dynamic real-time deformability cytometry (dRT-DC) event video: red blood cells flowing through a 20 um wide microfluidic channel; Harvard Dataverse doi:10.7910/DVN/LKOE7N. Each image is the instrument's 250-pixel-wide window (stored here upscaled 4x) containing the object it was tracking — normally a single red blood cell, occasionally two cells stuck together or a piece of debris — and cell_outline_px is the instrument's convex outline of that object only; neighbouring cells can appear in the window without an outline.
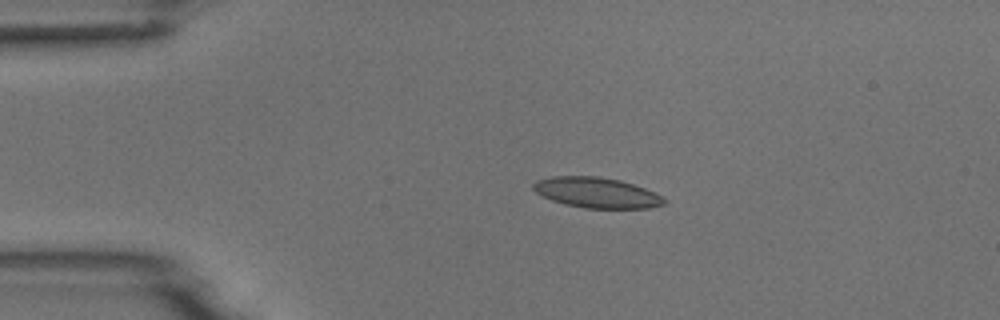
{"species": "common noctule bat (a hibernating species)", "species_latin": "Nyctalus noctula", "temperature_condition": "room temperature", "stored_images_in_passage": 5, "camera_frame_rate_fps": 3000, "um_per_image_px": 0.085, "animal": {"sex": "male", "body_mass_g": 18.8}, "frame": {"image": 1, "passage_image": 4, "time_ms": 3.333, "image_size_px": [1000, 320], "cell_outline_px": [[668, 200], [664, 204], [648, 208], [584, 208], [564, 204], [552, 200], [536, 192], [532, 188], [532, 184], [536, 180], [552, 176], [596, 176], [620, 180], [644, 188]], "centroid_in_image_um": [50.68, 16.37], "position_along_channel_um": 34.3, "area_um2": 23.06}}